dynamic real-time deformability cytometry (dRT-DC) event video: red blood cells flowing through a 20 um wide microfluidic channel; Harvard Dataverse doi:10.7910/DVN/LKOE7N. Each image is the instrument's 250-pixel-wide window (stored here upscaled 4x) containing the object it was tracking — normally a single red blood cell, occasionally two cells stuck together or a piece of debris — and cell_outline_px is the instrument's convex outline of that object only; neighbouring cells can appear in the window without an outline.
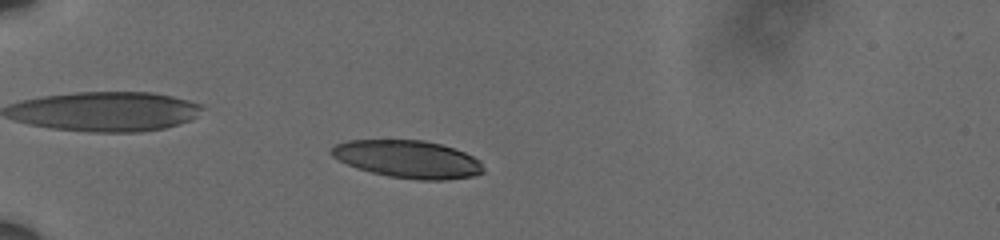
{"species": "human", "species_latin": "Homo sapiens", "temperature_condition": "cold", "stored_images_in_passage": 22, "camera_frame_rate_fps": 3000, "um_per_image_px": 0.085, "donor": {"sex": "male"}, "frame": {"image": 1, "passage_image": 12, "time_ms": 3.667, "image_size_px": [1000, 240], "cell_outline_px": [[484, 172], [476, 176], [444, 180], [416, 180], [388, 176], [356, 168], [332, 156], [328, 152], [336, 144], [348, 140], [424, 140], [440, 144], [464, 152], [480, 160], [484, 168]], "centroid_in_image_um": [34.69, 13.53], "position_along_channel_um": 50.3, "area_um2": 33.35}}
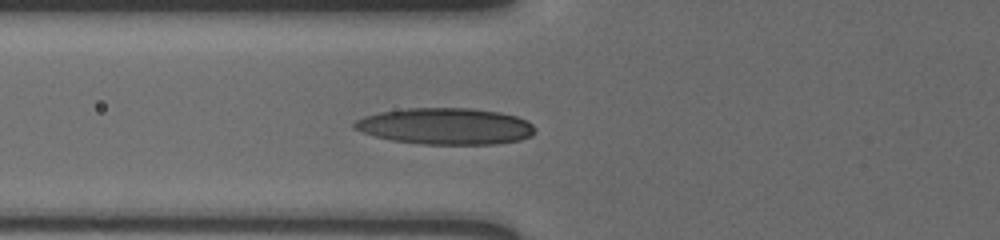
{"frame": {"image": 2, "passage_image": 18, "time_ms": 5.667, "image_size_px": [1000, 240], "cell_outline_px": [[536, 132], [532, 136], [520, 140], [496, 144], [424, 144], [392, 140], [376, 136], [352, 128], [352, 124], [356, 120], [364, 116], [380, 112], [408, 108], [472, 108], [500, 112], [516, 116], [532, 124], [536, 128]], "centroid_in_image_um": [37.9, 10.73], "position_along_channel_um": 87.9, "area_um2": 38.38}}
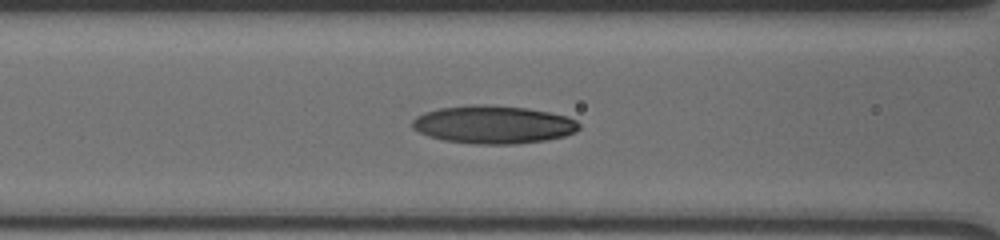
{"frame": {"image": 3, "passage_image": 21, "time_ms": 6.667, "image_size_px": [1000, 240], "cell_outline_px": [[580, 128], [576, 132], [564, 136], [544, 140], [516, 144], [476, 144], [444, 140], [428, 136], [412, 128], [412, 120], [416, 116], [424, 112], [440, 108], [472, 104], [484, 104], [528, 108], [568, 116], [576, 120], [580, 124]], "centroid_in_image_um": [41.94, 10.58], "position_along_channel_um": 124.7, "area_um2": 37.05}}